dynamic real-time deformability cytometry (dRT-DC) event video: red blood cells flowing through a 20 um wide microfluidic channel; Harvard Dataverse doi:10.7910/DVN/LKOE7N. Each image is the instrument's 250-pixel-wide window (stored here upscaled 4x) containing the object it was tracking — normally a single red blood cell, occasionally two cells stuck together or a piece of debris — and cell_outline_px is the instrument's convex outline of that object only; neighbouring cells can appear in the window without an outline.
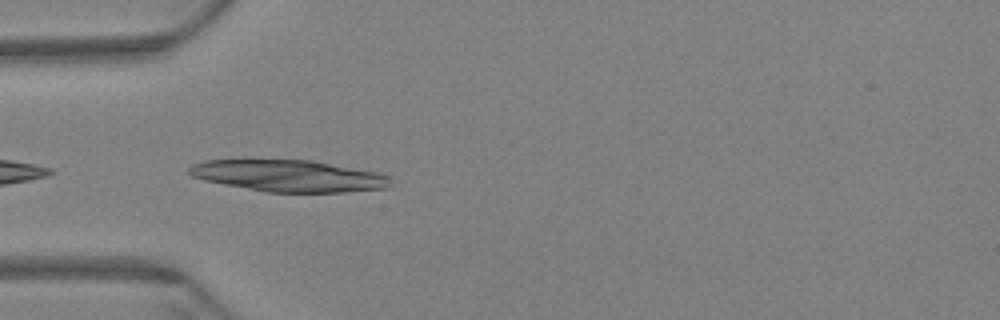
{"species": "Egyptian fruit bat (a non-hibernating species)", "species_latin": "Rousettus aegyptiacus", "temperature_condition": "warm", "stored_images_in_passage": 6, "camera_frame_rate_fps": 3000, "um_per_image_px": 0.085, "animal": {"sex": "female"}, "frame": {"image": 1, "passage_image": 2, "time_ms": 0.333, "image_size_px": [1000, 320], "cell_outline_px": [[388, 188], [344, 192], [268, 192], [224, 184], [204, 180], [192, 176], [188, 172], [188, 168], [192, 164], [204, 160], [312, 160], [380, 172], [388, 176]], "centroid_in_image_um": [24.54, 14.94], "position_along_channel_um": 60.5, "area_um2": 37.05}}
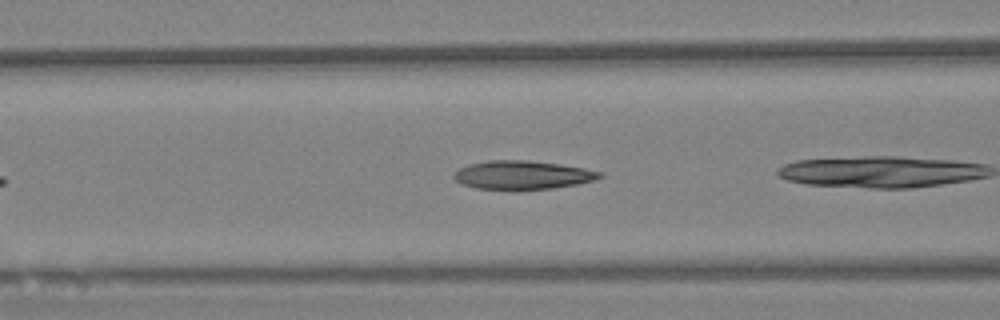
{"frame": {"image": 2, "passage_image": 5, "time_ms": 1.333, "image_size_px": [1000, 320], "cell_outline_px": [[604, 176], [592, 180], [576, 184], [552, 188], [516, 192], [512, 192], [476, 188], [464, 184], [456, 180], [452, 176], [460, 168], [468, 164], [488, 160], [528, 160], [560, 164], [584, 168], [600, 172]], "centroid_in_image_um": [44.37, 14.9], "position_along_channel_um": 122.2, "area_um2": 24.8}}